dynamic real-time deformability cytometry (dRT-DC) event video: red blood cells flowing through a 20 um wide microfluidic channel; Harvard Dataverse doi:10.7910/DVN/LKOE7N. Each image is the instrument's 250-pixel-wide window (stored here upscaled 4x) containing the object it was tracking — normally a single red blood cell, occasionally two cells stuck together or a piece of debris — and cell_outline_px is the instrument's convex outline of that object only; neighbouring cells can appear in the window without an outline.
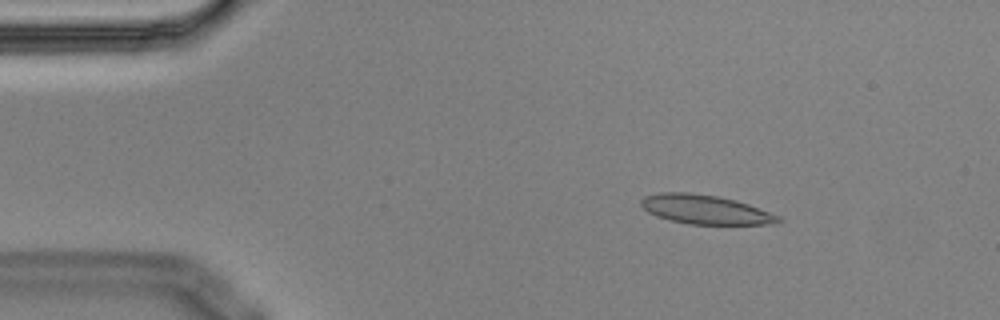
{"species": "Egyptian fruit bat (a non-hibernating species)", "species_latin": "Rousettus aegyptiacus", "temperature_condition": "cold", "stored_images_in_passage": 3, "camera_frame_rate_fps": 3000, "um_per_image_px": 0.085, "animal": {"sex": "male"}, "frame": {"image": 1, "passage_image": 1, "time_ms": 0.0, "image_size_px": [1000, 320], "cell_outline_px": [[784, 220], [764, 224], [688, 224], [656, 216], [648, 212], [640, 204], [640, 200], [644, 196], [660, 192], [688, 192], [716, 196], [736, 200], [748, 204], [780, 216]], "centroid_in_image_um": [59.91, 17.8], "position_along_channel_um": 25.1, "area_um2": 23.12}}